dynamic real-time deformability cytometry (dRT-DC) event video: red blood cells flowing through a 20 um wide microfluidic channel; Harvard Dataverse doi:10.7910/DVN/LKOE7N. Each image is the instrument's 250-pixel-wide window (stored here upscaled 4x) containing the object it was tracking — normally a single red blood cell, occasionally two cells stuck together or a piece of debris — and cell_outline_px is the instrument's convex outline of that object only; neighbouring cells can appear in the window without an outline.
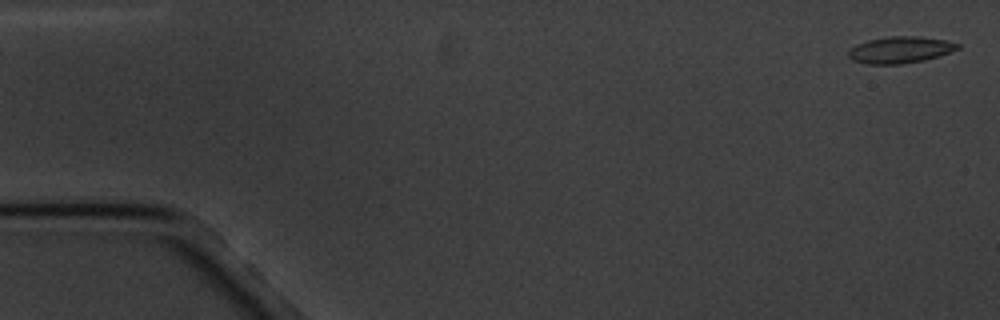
{"species": "common noctule bat (a hibernating species)", "species_latin": "Nyctalus noctula", "temperature_condition": "cold", "stored_images_in_passage": 9, "camera_frame_rate_fps": 3000, "um_per_image_px": 0.085, "animal": {"sex": "male", "body_mass_g": 20.1, "forearm_length_mm": 53.5}, "frame": {"image": 1, "passage_image": 1, "time_ms": 0.0, "image_size_px": [1000, 320], "cell_outline_px": [[960, 48], [940, 56], [924, 60], [900, 64], [868, 64], [852, 60], [848, 56], [848, 52], [856, 44], [868, 40], [888, 36], [916, 36], [944, 40], [960, 44]], "centroid_in_image_um": [76.51, 4.24], "position_along_channel_um": 8.5, "area_um2": 16.88}}
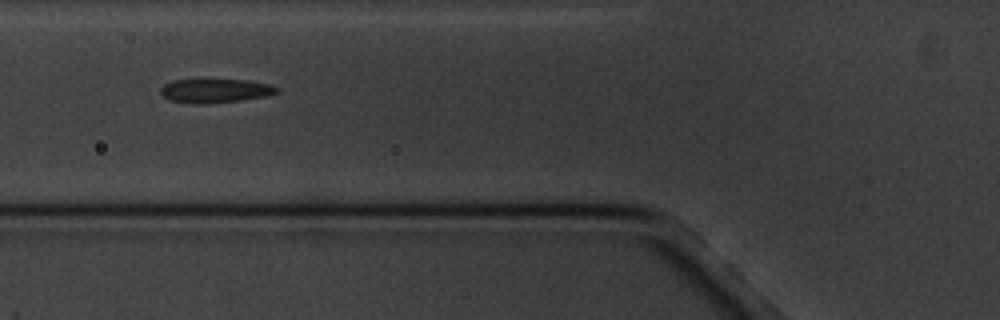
{"frame": {"image": 2, "passage_image": 6, "time_ms": 6.667, "image_size_px": [1000, 320], "cell_outline_px": [[280, 92], [264, 96], [240, 100], [204, 104], [192, 104], [168, 100], [160, 92], [160, 88], [164, 84], [172, 80], [248, 80], [268, 84], [280, 88]], "centroid_in_image_um": [18.27, 7.72], "position_along_channel_um": 107.5, "area_um2": 16.18}}
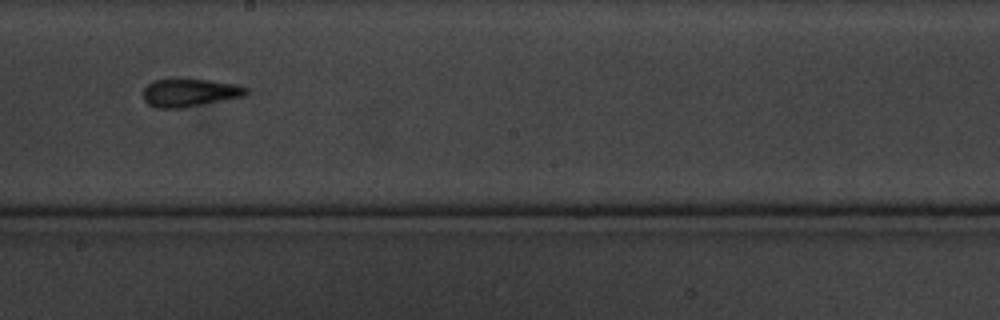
{"frame": {"image": 3, "passage_image": 9, "time_ms": 10.333, "image_size_px": [1000, 320], "cell_outline_px": [[248, 92], [244, 96], [180, 108], [156, 108], [148, 104], [144, 100], [144, 88], [148, 84], [156, 80], [176, 76], [180, 76], [240, 84], [248, 88]], "centroid_in_image_um": [16.12, 7.82], "position_along_channel_um": 232.1, "area_um2": 17.34}}